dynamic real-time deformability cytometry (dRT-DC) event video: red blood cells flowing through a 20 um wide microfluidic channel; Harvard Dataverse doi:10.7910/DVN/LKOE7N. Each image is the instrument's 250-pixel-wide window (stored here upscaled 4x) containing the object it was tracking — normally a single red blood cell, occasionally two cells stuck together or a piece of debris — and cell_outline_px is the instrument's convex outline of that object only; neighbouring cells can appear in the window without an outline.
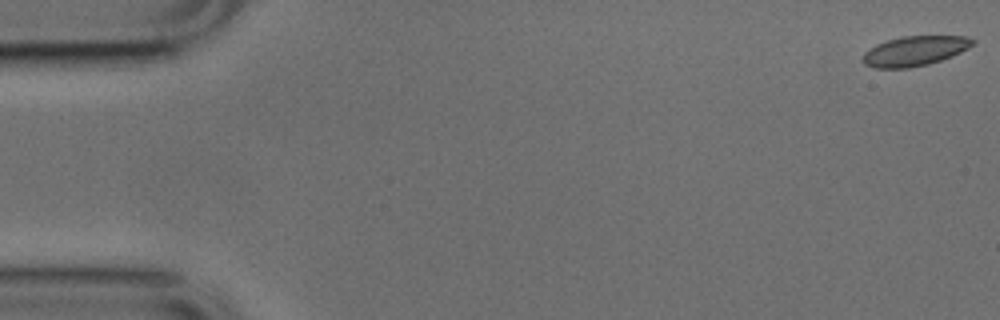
{"species": "common noctule bat (a hibernating species)", "species_latin": "Nyctalus noctula", "temperature_condition": "cold", "stored_images_in_passage": 53, "camera_frame_rate_fps": 3000, "um_per_image_px": 0.085, "animal": {"sex": "male", "body_mass_g": 17.9, "forearm_length_mm": 54.2}, "frame": {"image": 1, "passage_image": 1, "time_ms": 0.0, "image_size_px": [1000, 320], "cell_outline_px": [[976, 40], [968, 48], [952, 56], [928, 64], [908, 68], [872, 68], [864, 64], [864, 52], [876, 44], [900, 36], [964, 36]], "centroid_in_image_um": [77.73, 4.33], "position_along_channel_um": 7.3, "area_um2": 18.96}}
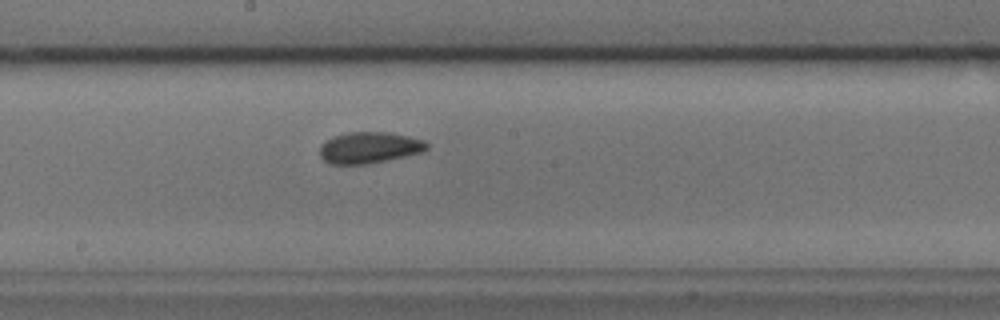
{"frame": {"image": 2, "passage_image": 28, "time_ms": 9.0, "image_size_px": [1000, 320], "cell_outline_px": [[428, 148], [424, 152], [368, 164], [328, 164], [320, 156], [320, 144], [332, 136], [348, 132], [392, 132], [424, 140], [428, 144]], "centroid_in_image_um": [31.38, 12.54], "position_along_channel_um": 216.8, "area_um2": 19.77}}
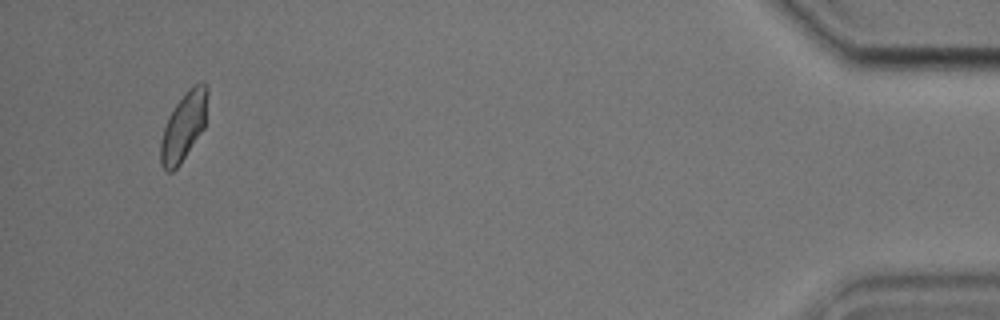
{"frame": {"image": 3, "passage_image": 50, "time_ms": 16.333, "image_size_px": [1000, 320], "cell_outline_px": [[208, 92], [204, 128], [180, 164], [172, 172], [168, 172], [160, 164], [160, 140], [168, 116], [176, 104], [188, 88], [192, 84], [208, 84]], "centroid_in_image_um": [15.6, 10.75], "position_along_channel_um": 419.6, "area_um2": 18.61}, "authors_computed_cell_mechanics": {"area_um2": 19.2474, "velocity_mm_per_s": 3.8117, "shape_relaxation_time_tau1_ms": 3.8848, "shape_relaxation_time_tau2_ms": 1.8954, "deformation_change_tau1": 0.0791, "deformation_change_tau2": 0.0651}}